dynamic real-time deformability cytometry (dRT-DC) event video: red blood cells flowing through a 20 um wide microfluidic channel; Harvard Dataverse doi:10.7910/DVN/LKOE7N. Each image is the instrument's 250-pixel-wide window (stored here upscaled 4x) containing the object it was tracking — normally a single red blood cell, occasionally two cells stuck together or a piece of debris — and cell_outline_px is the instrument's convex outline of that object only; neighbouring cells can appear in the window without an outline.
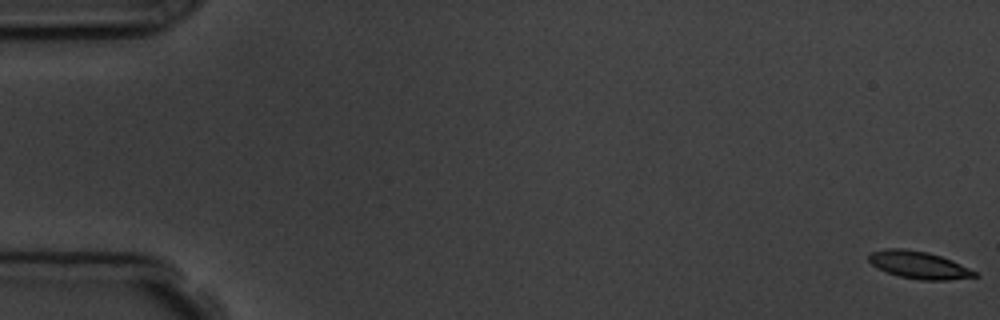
{"species": "common noctule bat (a hibernating species)", "species_latin": "Nyctalus noctula", "temperature_condition": "room temperature", "stored_images_in_passage": 10, "camera_frame_rate_fps": 3000, "um_per_image_px": 0.085, "animal": {"sex": "male", "body_mass_g": 19.5, "forearm_length_mm": 54.6}, "frame": {"image": 1, "passage_image": 1, "time_ms": 0.0, "image_size_px": [1000, 320], "cell_outline_px": [[980, 276], [948, 280], [920, 280], [900, 276], [888, 272], [872, 264], [868, 260], [868, 256], [872, 252], [884, 248], [904, 248], [928, 252], [952, 260], [976, 272]], "centroid_in_image_um": [78.11, 22.51], "position_along_channel_um": 6.9, "area_um2": 16.76}}
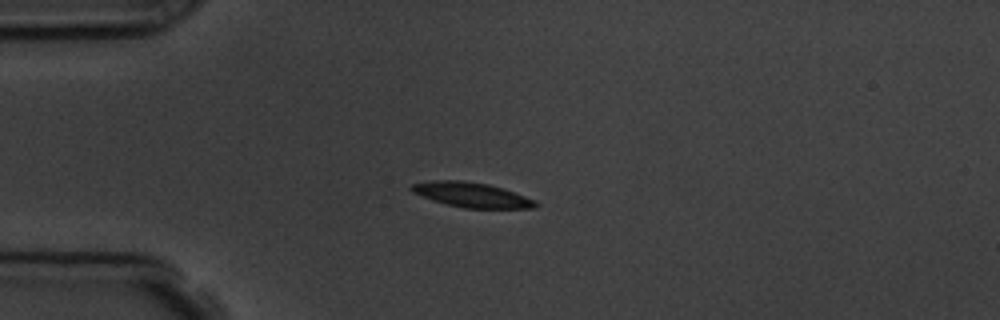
{"frame": {"image": 2, "passage_image": 5, "time_ms": 4.667, "image_size_px": [1000, 320], "cell_outline_px": [[540, 204], [536, 208], [464, 208], [432, 200], [412, 192], [408, 188], [412, 184], [432, 180], [464, 180], [488, 184], [504, 188], [536, 200]], "centroid_in_image_um": [40.12, 16.55], "position_along_channel_um": 44.9, "area_um2": 18.09}}